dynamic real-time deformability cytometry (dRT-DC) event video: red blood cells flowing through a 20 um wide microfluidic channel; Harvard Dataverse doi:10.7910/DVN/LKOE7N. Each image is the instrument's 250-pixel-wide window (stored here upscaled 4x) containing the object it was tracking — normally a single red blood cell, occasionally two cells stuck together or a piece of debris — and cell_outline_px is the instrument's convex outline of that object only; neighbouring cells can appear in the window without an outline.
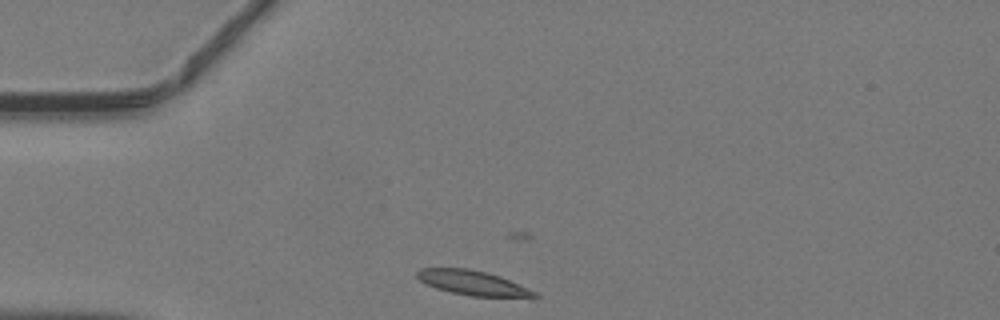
{"species": "common noctule bat (a hibernating species)", "species_latin": "Nyctalus noctula", "temperature_condition": "warm", "stored_images_in_passage": 22, "camera_frame_rate_fps": 3000, "um_per_image_px": 0.085, "animal": {"sex": "male", "body_mass_g": 19.2, "forearm_length_mm": 51.8}, "frame": {"image": 1, "passage_image": 1, "time_ms": 0.0, "image_size_px": [1000, 320], "cell_outline_px": [[540, 296], [472, 296], [452, 292], [436, 288], [420, 280], [416, 276], [416, 272], [420, 268], [468, 268], [500, 276], [536, 292]], "centroid_in_image_um": [40.11, 24.02], "position_along_channel_um": 44.9, "area_um2": 16.3}}
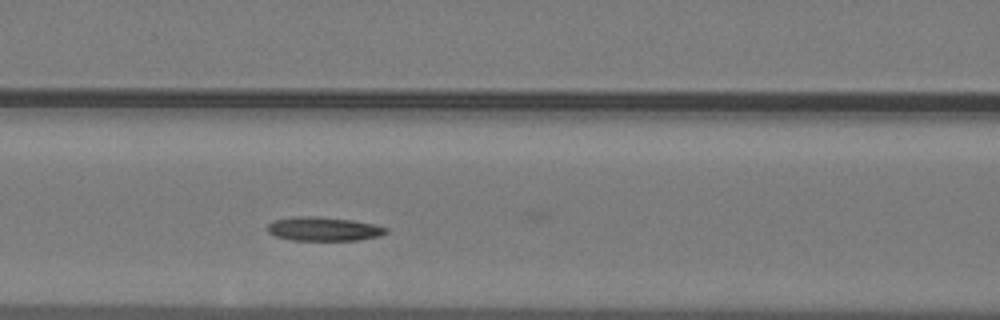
{"frame": {"image": 2, "passage_image": 9, "time_ms": 2.667, "image_size_px": [1000, 320], "cell_outline_px": [[388, 232], [380, 236], [360, 240], [292, 240], [276, 236], [268, 232], [268, 224], [276, 220], [300, 216], [308, 216], [352, 220], [376, 224], [388, 228]], "centroid_in_image_um": [27.57, 19.47], "position_along_channel_um": 139.0, "area_um2": 16.36}}
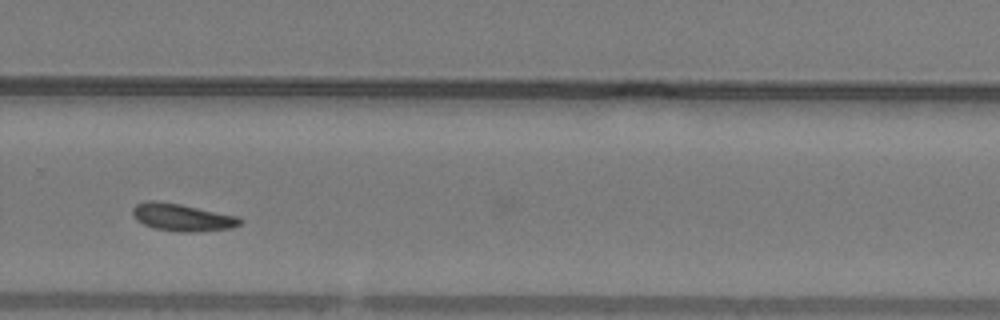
{"frame": {"image": 3, "passage_image": 21, "time_ms": 6.667, "image_size_px": [1000, 320], "cell_outline_px": [[244, 220], [240, 224], [232, 228], [192, 232], [180, 232], [152, 228], [136, 220], [132, 216], [132, 208], [136, 204], [148, 200], [156, 200], [180, 204], [236, 216]], "centroid_in_image_um": [15.43, 18.47], "position_along_channel_um": 314.4, "area_um2": 17.17}}